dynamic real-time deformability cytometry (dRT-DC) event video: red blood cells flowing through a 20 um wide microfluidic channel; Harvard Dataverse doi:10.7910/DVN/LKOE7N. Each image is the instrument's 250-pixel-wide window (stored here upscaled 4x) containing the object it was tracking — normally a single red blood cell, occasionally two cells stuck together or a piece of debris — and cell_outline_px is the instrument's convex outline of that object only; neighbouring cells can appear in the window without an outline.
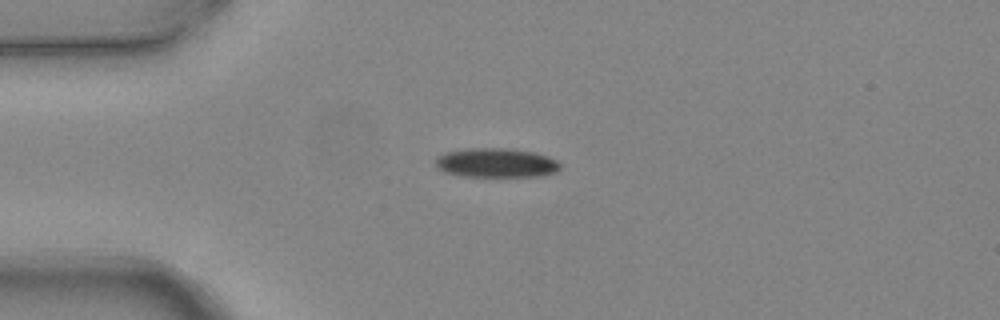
{"species": "common noctule bat (a hibernating species)", "species_latin": "Nyctalus noctula", "temperature_condition": "warm", "stored_images_in_passage": 2, "camera_frame_rate_fps": 3000, "um_per_image_px": 0.085, "animal": {"sex": "female", "body_mass_g": 24.6, "forearm_length_mm": 56.2}, "frame": {"image": 1, "passage_image": 1, "time_ms": 0.0, "image_size_px": [1000, 320], "cell_outline_px": [[560, 168], [556, 172], [544, 176], [464, 176], [444, 172], [436, 164], [436, 160], [444, 152], [468, 148], [508, 148], [532, 152], [548, 156], [556, 160], [560, 164]], "centroid_in_image_um": [42.21, 13.84], "position_along_channel_um": 42.8, "area_um2": 21.15}}